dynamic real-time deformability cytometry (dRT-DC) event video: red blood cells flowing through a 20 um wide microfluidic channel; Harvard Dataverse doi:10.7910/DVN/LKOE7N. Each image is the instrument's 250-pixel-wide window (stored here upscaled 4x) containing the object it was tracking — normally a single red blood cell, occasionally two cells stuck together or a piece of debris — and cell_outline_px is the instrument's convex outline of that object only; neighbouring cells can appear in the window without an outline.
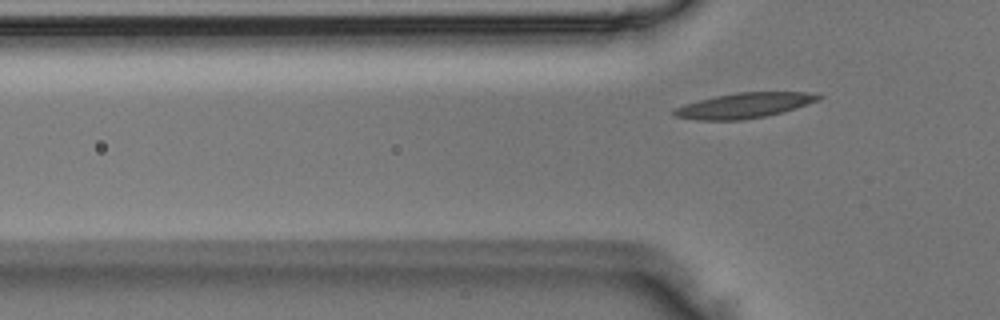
{"species": "Egyptian fruit bat (a non-hibernating species)", "species_latin": "Rousettus aegyptiacus", "temperature_condition": "room temperature", "stored_images_in_passage": 5, "camera_frame_rate_fps": 3000, "um_per_image_px": 0.085, "animal": {"sex": "male"}, "frame": {"image": 1, "passage_image": 5, "time_ms": 1.333, "image_size_px": [1000, 320], "cell_outline_px": [[824, 96], [816, 100], [796, 108], [764, 116], [740, 120], [696, 120], [676, 116], [672, 112], [676, 108], [684, 104], [716, 96], [736, 92], [808, 92]], "centroid_in_image_um": [63.23, 8.96], "position_along_channel_um": 62.6, "area_um2": 20.81}}